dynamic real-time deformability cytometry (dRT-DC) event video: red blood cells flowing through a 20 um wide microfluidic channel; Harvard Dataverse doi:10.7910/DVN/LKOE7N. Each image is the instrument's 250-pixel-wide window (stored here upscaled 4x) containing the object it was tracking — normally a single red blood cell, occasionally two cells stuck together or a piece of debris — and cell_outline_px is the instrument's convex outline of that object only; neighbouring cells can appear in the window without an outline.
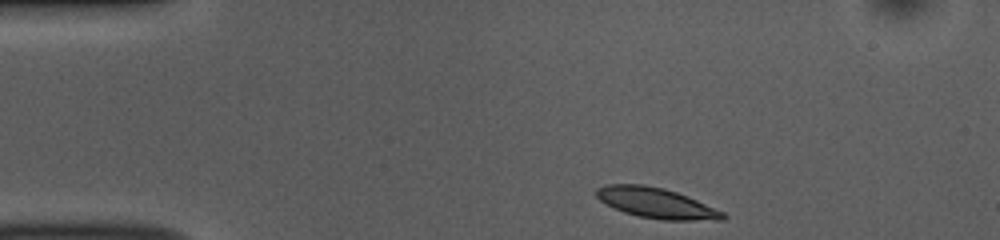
{"species": "common noctule bat (a hibernating species)", "species_latin": "Nyctalus noctula", "temperature_condition": "room temperature", "stored_images_in_passage": 44, "camera_frame_rate_fps": 3000, "um_per_image_px": 0.085, "animal": {"sex": "female", "body_mass_g": 10.0, "forearm_length_mm": 53.1}, "frame": {"image": 1, "passage_image": 1, "time_ms": 0.0, "image_size_px": [1000, 240], "cell_outline_px": [[728, 216], [724, 220], [660, 220], [636, 216], [624, 212], [600, 200], [596, 196], [596, 188], [608, 184], [644, 184], [664, 188], [688, 196], [724, 212]], "centroid_in_image_um": [55.81, 17.26], "position_along_channel_um": 29.2, "area_um2": 22.43}}
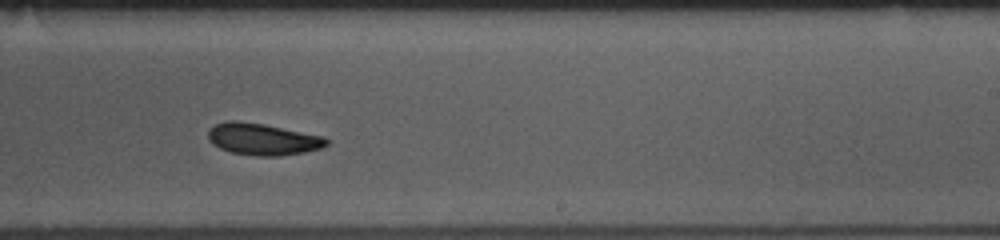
{"frame": {"image": 2, "passage_image": 24, "time_ms": 7.667, "image_size_px": [1000, 240], "cell_outline_px": [[328, 144], [320, 148], [304, 152], [280, 156], [256, 156], [232, 152], [220, 148], [212, 144], [208, 140], [208, 132], [216, 124], [228, 120], [236, 120], [264, 124], [324, 136], [328, 140]], "centroid_in_image_um": [22.33, 11.83], "position_along_channel_um": 266.7, "area_um2": 21.85}}
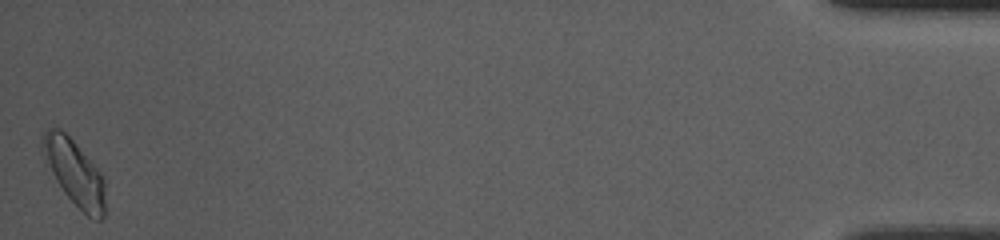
{"frame": {"image": 3, "passage_image": 44, "time_ms": 14.333, "image_size_px": [1000, 240], "cell_outline_px": [[104, 216], [100, 220], [96, 220], [88, 216], [64, 192], [56, 180], [40, 152], [40, 144], [44, 132], [48, 128], [60, 128], [72, 140], [100, 172], [104, 180]], "centroid_in_image_um": [6.29, 14.64], "position_along_channel_um": 428.9, "area_um2": 23.47}, "authors_computed_cell_mechanics": {"area_um2": 21.7328, "velocity_mm_per_s": 3.802, "shape_relaxation_time_tau1_ms": 5.1153, "shape_relaxation_time_tau2_ms": 7.5478, "deformation_change_tau1": 0.1255, "deformation_change_tau2": 0.117}}